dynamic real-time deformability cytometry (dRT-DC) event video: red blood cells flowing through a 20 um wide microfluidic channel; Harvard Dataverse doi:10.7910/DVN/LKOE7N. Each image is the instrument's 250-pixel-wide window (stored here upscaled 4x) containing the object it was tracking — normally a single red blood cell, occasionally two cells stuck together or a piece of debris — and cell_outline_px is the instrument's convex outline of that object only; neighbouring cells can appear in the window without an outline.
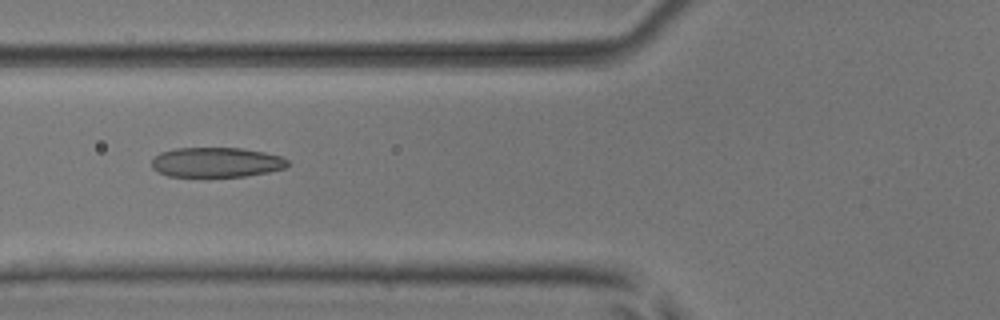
{"species": "common noctule bat (a hibernating species)", "species_latin": "Nyctalus noctula", "temperature_condition": "room temperature", "stored_images_in_passage": 8, "camera_frame_rate_fps": 3000, "um_per_image_px": 0.085, "animal": {"sex": "male", "body_mass_g": 17.9, "forearm_length_mm": 54.2}, "frame": {"image": 1, "passage_image": 6, "time_ms": 1.667, "image_size_px": [1000, 320], "cell_outline_px": [[288, 164], [284, 168], [268, 172], [244, 176], [168, 176], [152, 168], [152, 160], [160, 152], [176, 148], [240, 148], [264, 152], [280, 156], [288, 160]], "centroid_in_image_um": [18.38, 13.79], "position_along_channel_um": 107.4, "area_um2": 23.41}}
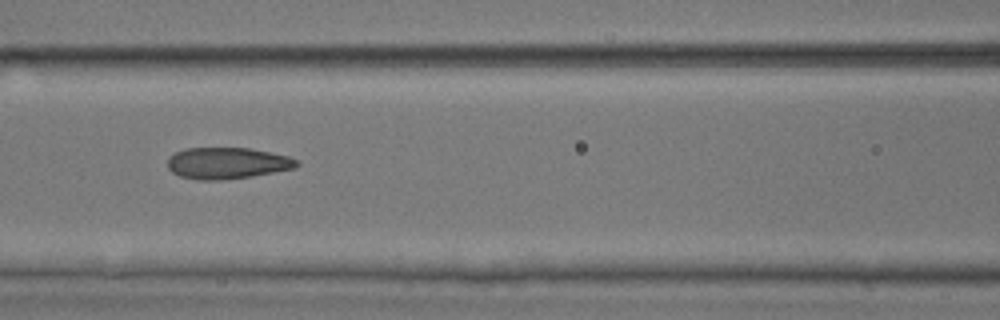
{"frame": {"image": 2, "passage_image": 7, "time_ms": 2.0, "image_size_px": [1000, 320], "cell_outline_px": [[300, 164], [296, 168], [252, 176], [220, 180], [200, 180], [180, 176], [172, 172], [168, 168], [168, 156], [184, 148], [248, 148], [288, 156], [300, 160]], "centroid_in_image_um": [19.32, 13.87], "position_along_channel_um": 147.3, "area_um2": 23.7}}
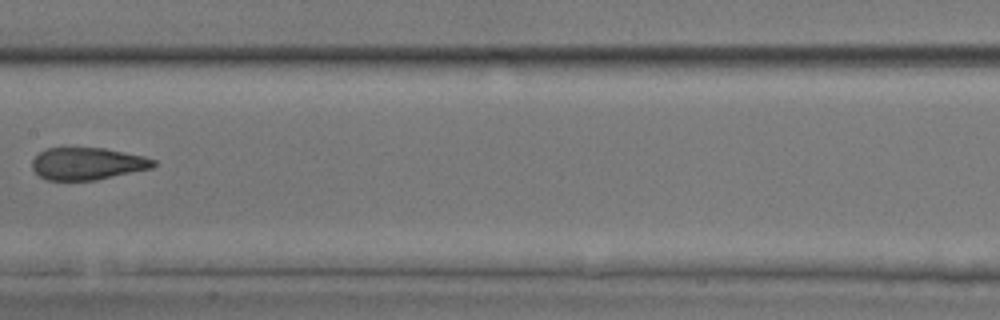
{"frame": {"image": 3, "passage_image": 8, "time_ms": 2.333, "image_size_px": [1000, 320], "cell_outline_px": [[156, 164], [152, 168], [96, 180], [44, 180], [32, 168], [32, 160], [44, 148], [104, 148], [144, 156], [156, 160]], "centroid_in_image_um": [7.43, 13.91], "position_along_channel_um": 200.0, "area_um2": 22.77}}